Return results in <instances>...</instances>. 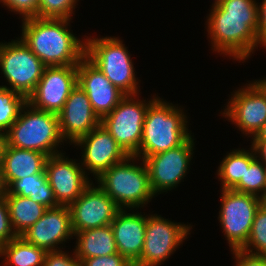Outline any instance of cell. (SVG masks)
<instances>
[{"label": "cell", "mask_w": 266, "mask_h": 266, "mask_svg": "<svg viewBox=\"0 0 266 266\" xmlns=\"http://www.w3.org/2000/svg\"><path fill=\"white\" fill-rule=\"evenodd\" d=\"M0 3L22 15V19L37 17L39 0H0Z\"/></svg>", "instance_id": "32"}, {"label": "cell", "mask_w": 266, "mask_h": 266, "mask_svg": "<svg viewBox=\"0 0 266 266\" xmlns=\"http://www.w3.org/2000/svg\"><path fill=\"white\" fill-rule=\"evenodd\" d=\"M81 266H133L124 256L119 253L108 256L79 259Z\"/></svg>", "instance_id": "33"}, {"label": "cell", "mask_w": 266, "mask_h": 266, "mask_svg": "<svg viewBox=\"0 0 266 266\" xmlns=\"http://www.w3.org/2000/svg\"><path fill=\"white\" fill-rule=\"evenodd\" d=\"M136 96L138 95H125L119 104L101 119L103 127L129 156H134L139 150L146 111L157 98L154 96L146 103Z\"/></svg>", "instance_id": "8"}, {"label": "cell", "mask_w": 266, "mask_h": 266, "mask_svg": "<svg viewBox=\"0 0 266 266\" xmlns=\"http://www.w3.org/2000/svg\"><path fill=\"white\" fill-rule=\"evenodd\" d=\"M5 199L9 207L11 225L17 236H21L23 232L35 224L47 209L29 197L6 194Z\"/></svg>", "instance_id": "24"}, {"label": "cell", "mask_w": 266, "mask_h": 266, "mask_svg": "<svg viewBox=\"0 0 266 266\" xmlns=\"http://www.w3.org/2000/svg\"><path fill=\"white\" fill-rule=\"evenodd\" d=\"M60 132L65 141L75 143L101 124L85 91L77 84L57 114Z\"/></svg>", "instance_id": "18"}, {"label": "cell", "mask_w": 266, "mask_h": 266, "mask_svg": "<svg viewBox=\"0 0 266 266\" xmlns=\"http://www.w3.org/2000/svg\"><path fill=\"white\" fill-rule=\"evenodd\" d=\"M251 143L256 157L266 165V140H253Z\"/></svg>", "instance_id": "37"}, {"label": "cell", "mask_w": 266, "mask_h": 266, "mask_svg": "<svg viewBox=\"0 0 266 266\" xmlns=\"http://www.w3.org/2000/svg\"><path fill=\"white\" fill-rule=\"evenodd\" d=\"M73 255L62 250L46 252L43 266H81L75 252Z\"/></svg>", "instance_id": "34"}, {"label": "cell", "mask_w": 266, "mask_h": 266, "mask_svg": "<svg viewBox=\"0 0 266 266\" xmlns=\"http://www.w3.org/2000/svg\"><path fill=\"white\" fill-rule=\"evenodd\" d=\"M221 113L243 134L255 137L266 122V85L259 79L234 94Z\"/></svg>", "instance_id": "11"}, {"label": "cell", "mask_w": 266, "mask_h": 266, "mask_svg": "<svg viewBox=\"0 0 266 266\" xmlns=\"http://www.w3.org/2000/svg\"><path fill=\"white\" fill-rule=\"evenodd\" d=\"M191 225L172 222L161 215L146 216L144 247L133 266H158L176 251L189 235Z\"/></svg>", "instance_id": "10"}, {"label": "cell", "mask_w": 266, "mask_h": 266, "mask_svg": "<svg viewBox=\"0 0 266 266\" xmlns=\"http://www.w3.org/2000/svg\"><path fill=\"white\" fill-rule=\"evenodd\" d=\"M157 97L148 107L138 152L140 160L182 145L189 133L183 109Z\"/></svg>", "instance_id": "3"}, {"label": "cell", "mask_w": 266, "mask_h": 266, "mask_svg": "<svg viewBox=\"0 0 266 266\" xmlns=\"http://www.w3.org/2000/svg\"><path fill=\"white\" fill-rule=\"evenodd\" d=\"M76 85L77 65L45 67L27 102L36 109L58 114Z\"/></svg>", "instance_id": "14"}, {"label": "cell", "mask_w": 266, "mask_h": 266, "mask_svg": "<svg viewBox=\"0 0 266 266\" xmlns=\"http://www.w3.org/2000/svg\"><path fill=\"white\" fill-rule=\"evenodd\" d=\"M93 181L68 207L73 233L110 225L121 210L118 205Z\"/></svg>", "instance_id": "13"}, {"label": "cell", "mask_w": 266, "mask_h": 266, "mask_svg": "<svg viewBox=\"0 0 266 266\" xmlns=\"http://www.w3.org/2000/svg\"><path fill=\"white\" fill-rule=\"evenodd\" d=\"M64 141L58 115L36 109L28 102L23 105L17 120L4 134V142L8 146L35 150L48 157L61 153L56 147Z\"/></svg>", "instance_id": "4"}, {"label": "cell", "mask_w": 266, "mask_h": 266, "mask_svg": "<svg viewBox=\"0 0 266 266\" xmlns=\"http://www.w3.org/2000/svg\"><path fill=\"white\" fill-rule=\"evenodd\" d=\"M48 156L41 152L18 149L3 142L0 154V165L6 186L13 180L33 174H44Z\"/></svg>", "instance_id": "21"}, {"label": "cell", "mask_w": 266, "mask_h": 266, "mask_svg": "<svg viewBox=\"0 0 266 266\" xmlns=\"http://www.w3.org/2000/svg\"><path fill=\"white\" fill-rule=\"evenodd\" d=\"M242 250L266 257V212L262 208L256 211L247 243Z\"/></svg>", "instance_id": "29"}, {"label": "cell", "mask_w": 266, "mask_h": 266, "mask_svg": "<svg viewBox=\"0 0 266 266\" xmlns=\"http://www.w3.org/2000/svg\"><path fill=\"white\" fill-rule=\"evenodd\" d=\"M74 145L83 148L81 166L95 178L129 156L102 124L80 137Z\"/></svg>", "instance_id": "16"}, {"label": "cell", "mask_w": 266, "mask_h": 266, "mask_svg": "<svg viewBox=\"0 0 266 266\" xmlns=\"http://www.w3.org/2000/svg\"><path fill=\"white\" fill-rule=\"evenodd\" d=\"M137 156L112 165L95 180L120 209L141 208L156 196L150 186L148 169L143 160L135 165ZM143 165V166H142Z\"/></svg>", "instance_id": "5"}, {"label": "cell", "mask_w": 266, "mask_h": 266, "mask_svg": "<svg viewBox=\"0 0 266 266\" xmlns=\"http://www.w3.org/2000/svg\"><path fill=\"white\" fill-rule=\"evenodd\" d=\"M26 102L23 95L0 87V134L4 135L10 129Z\"/></svg>", "instance_id": "27"}, {"label": "cell", "mask_w": 266, "mask_h": 266, "mask_svg": "<svg viewBox=\"0 0 266 266\" xmlns=\"http://www.w3.org/2000/svg\"><path fill=\"white\" fill-rule=\"evenodd\" d=\"M219 222L224 237L232 250L242 249L248 240L256 211L260 208L259 197L233 189H221Z\"/></svg>", "instance_id": "9"}, {"label": "cell", "mask_w": 266, "mask_h": 266, "mask_svg": "<svg viewBox=\"0 0 266 266\" xmlns=\"http://www.w3.org/2000/svg\"><path fill=\"white\" fill-rule=\"evenodd\" d=\"M265 85H266V78H264L263 80H261Z\"/></svg>", "instance_id": "43"}, {"label": "cell", "mask_w": 266, "mask_h": 266, "mask_svg": "<svg viewBox=\"0 0 266 266\" xmlns=\"http://www.w3.org/2000/svg\"><path fill=\"white\" fill-rule=\"evenodd\" d=\"M194 144L191 135L176 148L142 159L148 169L150 186L155 195L171 191L184 179L193 158Z\"/></svg>", "instance_id": "12"}, {"label": "cell", "mask_w": 266, "mask_h": 266, "mask_svg": "<svg viewBox=\"0 0 266 266\" xmlns=\"http://www.w3.org/2000/svg\"><path fill=\"white\" fill-rule=\"evenodd\" d=\"M85 56L125 95H138V81L128 50L118 37L86 39Z\"/></svg>", "instance_id": "6"}, {"label": "cell", "mask_w": 266, "mask_h": 266, "mask_svg": "<svg viewBox=\"0 0 266 266\" xmlns=\"http://www.w3.org/2000/svg\"><path fill=\"white\" fill-rule=\"evenodd\" d=\"M251 150L235 149L228 153L218 167L217 176L221 180L222 189H233L244 177L246 168L256 157L252 147Z\"/></svg>", "instance_id": "26"}, {"label": "cell", "mask_w": 266, "mask_h": 266, "mask_svg": "<svg viewBox=\"0 0 266 266\" xmlns=\"http://www.w3.org/2000/svg\"><path fill=\"white\" fill-rule=\"evenodd\" d=\"M110 225L118 253L134 265L140 259L144 247L146 215L121 209Z\"/></svg>", "instance_id": "20"}, {"label": "cell", "mask_w": 266, "mask_h": 266, "mask_svg": "<svg viewBox=\"0 0 266 266\" xmlns=\"http://www.w3.org/2000/svg\"><path fill=\"white\" fill-rule=\"evenodd\" d=\"M221 2H222V0H215L214 3L212 4V7L219 5Z\"/></svg>", "instance_id": "42"}, {"label": "cell", "mask_w": 266, "mask_h": 266, "mask_svg": "<svg viewBox=\"0 0 266 266\" xmlns=\"http://www.w3.org/2000/svg\"><path fill=\"white\" fill-rule=\"evenodd\" d=\"M258 5V26L257 37L259 41L266 47V0Z\"/></svg>", "instance_id": "36"}, {"label": "cell", "mask_w": 266, "mask_h": 266, "mask_svg": "<svg viewBox=\"0 0 266 266\" xmlns=\"http://www.w3.org/2000/svg\"><path fill=\"white\" fill-rule=\"evenodd\" d=\"M0 43V68L11 89L26 99L34 92L45 65L20 38Z\"/></svg>", "instance_id": "7"}, {"label": "cell", "mask_w": 266, "mask_h": 266, "mask_svg": "<svg viewBox=\"0 0 266 266\" xmlns=\"http://www.w3.org/2000/svg\"><path fill=\"white\" fill-rule=\"evenodd\" d=\"M46 251L17 236L0 247L2 266H43Z\"/></svg>", "instance_id": "25"}, {"label": "cell", "mask_w": 266, "mask_h": 266, "mask_svg": "<svg viewBox=\"0 0 266 266\" xmlns=\"http://www.w3.org/2000/svg\"><path fill=\"white\" fill-rule=\"evenodd\" d=\"M236 266H266V257L246 252L242 249L232 250Z\"/></svg>", "instance_id": "35"}, {"label": "cell", "mask_w": 266, "mask_h": 266, "mask_svg": "<svg viewBox=\"0 0 266 266\" xmlns=\"http://www.w3.org/2000/svg\"><path fill=\"white\" fill-rule=\"evenodd\" d=\"M233 190L260 197L266 191V165L255 157Z\"/></svg>", "instance_id": "28"}, {"label": "cell", "mask_w": 266, "mask_h": 266, "mask_svg": "<svg viewBox=\"0 0 266 266\" xmlns=\"http://www.w3.org/2000/svg\"><path fill=\"white\" fill-rule=\"evenodd\" d=\"M74 236L77 238L74 252L78 259L118 253L111 225L80 231Z\"/></svg>", "instance_id": "22"}, {"label": "cell", "mask_w": 266, "mask_h": 266, "mask_svg": "<svg viewBox=\"0 0 266 266\" xmlns=\"http://www.w3.org/2000/svg\"><path fill=\"white\" fill-rule=\"evenodd\" d=\"M77 2L78 0H39L37 17L72 20Z\"/></svg>", "instance_id": "30"}, {"label": "cell", "mask_w": 266, "mask_h": 266, "mask_svg": "<svg viewBox=\"0 0 266 266\" xmlns=\"http://www.w3.org/2000/svg\"><path fill=\"white\" fill-rule=\"evenodd\" d=\"M213 51L245 61L256 47H266L257 37L256 0H222L213 6L207 19Z\"/></svg>", "instance_id": "1"}, {"label": "cell", "mask_w": 266, "mask_h": 266, "mask_svg": "<svg viewBox=\"0 0 266 266\" xmlns=\"http://www.w3.org/2000/svg\"><path fill=\"white\" fill-rule=\"evenodd\" d=\"M63 154L49 156L45 172L57 203L69 206L91 182L80 163Z\"/></svg>", "instance_id": "15"}, {"label": "cell", "mask_w": 266, "mask_h": 266, "mask_svg": "<svg viewBox=\"0 0 266 266\" xmlns=\"http://www.w3.org/2000/svg\"><path fill=\"white\" fill-rule=\"evenodd\" d=\"M252 140H266V122L262 126L261 130L257 133L255 137H252Z\"/></svg>", "instance_id": "39"}, {"label": "cell", "mask_w": 266, "mask_h": 266, "mask_svg": "<svg viewBox=\"0 0 266 266\" xmlns=\"http://www.w3.org/2000/svg\"><path fill=\"white\" fill-rule=\"evenodd\" d=\"M73 236L70 209L65 205L47 208L43 216L21 235L25 241L46 252L60 250L58 245Z\"/></svg>", "instance_id": "17"}, {"label": "cell", "mask_w": 266, "mask_h": 266, "mask_svg": "<svg viewBox=\"0 0 266 266\" xmlns=\"http://www.w3.org/2000/svg\"><path fill=\"white\" fill-rule=\"evenodd\" d=\"M260 208H262L266 212V191L260 195Z\"/></svg>", "instance_id": "40"}, {"label": "cell", "mask_w": 266, "mask_h": 266, "mask_svg": "<svg viewBox=\"0 0 266 266\" xmlns=\"http://www.w3.org/2000/svg\"><path fill=\"white\" fill-rule=\"evenodd\" d=\"M4 142V135L0 134V154H1V148Z\"/></svg>", "instance_id": "41"}, {"label": "cell", "mask_w": 266, "mask_h": 266, "mask_svg": "<svg viewBox=\"0 0 266 266\" xmlns=\"http://www.w3.org/2000/svg\"><path fill=\"white\" fill-rule=\"evenodd\" d=\"M16 237L10 221L8 203L5 196H2L0 197V247Z\"/></svg>", "instance_id": "31"}, {"label": "cell", "mask_w": 266, "mask_h": 266, "mask_svg": "<svg viewBox=\"0 0 266 266\" xmlns=\"http://www.w3.org/2000/svg\"><path fill=\"white\" fill-rule=\"evenodd\" d=\"M7 193V186L3 178V172L0 165V197L5 196Z\"/></svg>", "instance_id": "38"}, {"label": "cell", "mask_w": 266, "mask_h": 266, "mask_svg": "<svg viewBox=\"0 0 266 266\" xmlns=\"http://www.w3.org/2000/svg\"><path fill=\"white\" fill-rule=\"evenodd\" d=\"M77 84L87 94L100 119L109 114L125 96L86 56L77 65Z\"/></svg>", "instance_id": "19"}, {"label": "cell", "mask_w": 266, "mask_h": 266, "mask_svg": "<svg viewBox=\"0 0 266 266\" xmlns=\"http://www.w3.org/2000/svg\"><path fill=\"white\" fill-rule=\"evenodd\" d=\"M22 21L20 38L46 67L78 65L85 57L86 41L70 32V19L30 17Z\"/></svg>", "instance_id": "2"}, {"label": "cell", "mask_w": 266, "mask_h": 266, "mask_svg": "<svg viewBox=\"0 0 266 266\" xmlns=\"http://www.w3.org/2000/svg\"><path fill=\"white\" fill-rule=\"evenodd\" d=\"M6 194L29 197L34 202L44 205L46 208L59 206L47 179L46 172L44 174H33L19 180H13L7 186Z\"/></svg>", "instance_id": "23"}]
</instances>
